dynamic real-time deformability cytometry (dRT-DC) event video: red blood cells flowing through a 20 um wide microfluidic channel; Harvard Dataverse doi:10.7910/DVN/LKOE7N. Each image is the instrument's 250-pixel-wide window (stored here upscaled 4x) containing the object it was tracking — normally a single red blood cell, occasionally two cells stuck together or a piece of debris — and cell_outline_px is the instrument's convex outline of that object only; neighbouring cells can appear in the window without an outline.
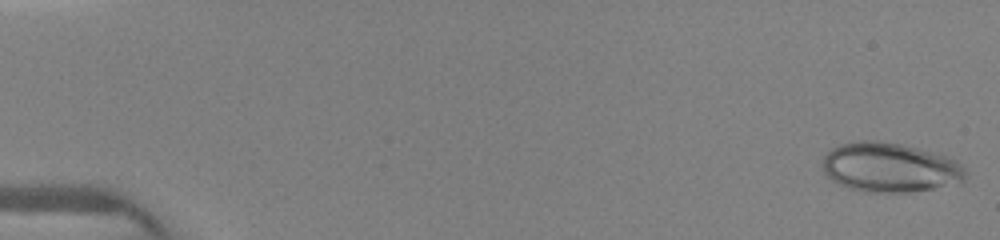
{"species": "human", "species_latin": "Homo sapiens", "temperature_condition": "warm", "stored_images_in_passage": 55, "camera_frame_rate_fps": 3000, "um_per_image_px": 0.085, "donor": {"sex": "female"}, "frame": {"image": 1, "passage_image": 1, "time_ms": 0.0, "image_size_px": [1000, 240], "cell_outline_px": [[968, 172], [964, 180], [960, 184], [912, 192], [864, 192], [848, 188], [832, 180], [824, 172], [824, 156], [832, 148], [840, 144], [860, 140], [876, 140], [904, 144], [948, 156], [956, 160]], "centroid_in_image_um": [75.7, 14.23], "position_along_channel_um": 9.3, "area_um2": 41.67}}
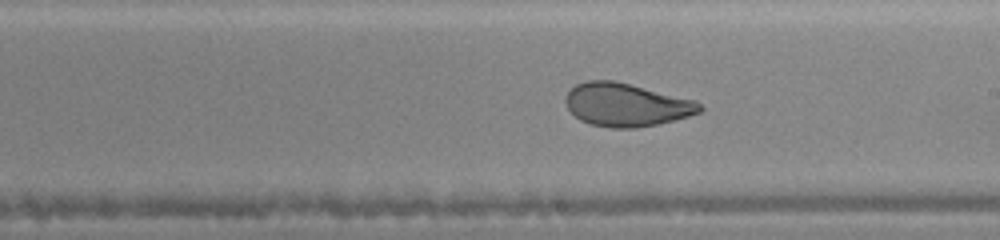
{"frame": {"image": 2, "passage_image": 35, "time_ms": 8.667, "image_size_px": [1000, 240], "cell_outline_px": [[704, 108], [700, 112], [688, 116], [656, 124], [636, 128], [612, 128], [588, 124], [580, 120], [568, 108], [564, 100], [568, 92], [576, 84], [588, 80], [612, 80], [696, 100]], "centroid_in_image_um": [53.22, 8.91], "position_along_channel_um": 235.8, "area_um2": 33.52}}
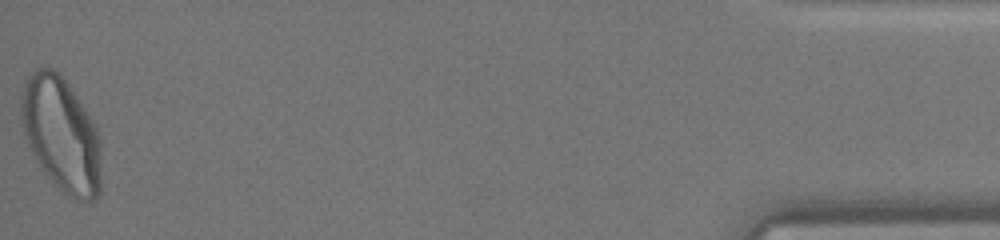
{"frame": {"image": 3, "passage_image": 55, "time_ms": 15.0, "image_size_px": [1000, 240], "cell_outline_px": [[100, 192], [92, 200], [80, 200], [64, 192], [52, 180], [40, 164], [28, 144], [20, 120], [20, 96], [24, 84], [28, 76], [36, 68], [52, 68], [60, 72], [96, 124], [100, 140]], "centroid_in_image_um": [5.2, 11.35], "position_along_channel_um": 430.0, "area_um2": 53.06}}